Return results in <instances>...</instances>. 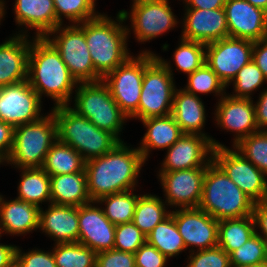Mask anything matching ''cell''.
<instances>
[{
  "label": "cell",
  "instance_id": "836d02e7",
  "mask_svg": "<svg viewBox=\"0 0 267 267\" xmlns=\"http://www.w3.org/2000/svg\"><path fill=\"white\" fill-rule=\"evenodd\" d=\"M134 189L125 192L115 193L100 197L96 203H105L103 212L108 220L114 224H123L133 221L135 206L138 195H135Z\"/></svg>",
  "mask_w": 267,
  "mask_h": 267
},
{
  "label": "cell",
  "instance_id": "db71d44e",
  "mask_svg": "<svg viewBox=\"0 0 267 267\" xmlns=\"http://www.w3.org/2000/svg\"><path fill=\"white\" fill-rule=\"evenodd\" d=\"M245 1L267 12V0H245Z\"/></svg>",
  "mask_w": 267,
  "mask_h": 267
},
{
  "label": "cell",
  "instance_id": "60d3db41",
  "mask_svg": "<svg viewBox=\"0 0 267 267\" xmlns=\"http://www.w3.org/2000/svg\"><path fill=\"white\" fill-rule=\"evenodd\" d=\"M232 81L235 94L233 92L230 96L235 98H252L250 95H252L253 91L261 87L267 79L252 59L238 71Z\"/></svg>",
  "mask_w": 267,
  "mask_h": 267
},
{
  "label": "cell",
  "instance_id": "4dcf8cb0",
  "mask_svg": "<svg viewBox=\"0 0 267 267\" xmlns=\"http://www.w3.org/2000/svg\"><path fill=\"white\" fill-rule=\"evenodd\" d=\"M42 169L49 176L72 174L85 169V160L74 148L57 139L48 151Z\"/></svg>",
  "mask_w": 267,
  "mask_h": 267
},
{
  "label": "cell",
  "instance_id": "b9f144b4",
  "mask_svg": "<svg viewBox=\"0 0 267 267\" xmlns=\"http://www.w3.org/2000/svg\"><path fill=\"white\" fill-rule=\"evenodd\" d=\"M145 242L146 235L133 222L116 225L114 249L134 254Z\"/></svg>",
  "mask_w": 267,
  "mask_h": 267
},
{
  "label": "cell",
  "instance_id": "f6af8a7d",
  "mask_svg": "<svg viewBox=\"0 0 267 267\" xmlns=\"http://www.w3.org/2000/svg\"><path fill=\"white\" fill-rule=\"evenodd\" d=\"M96 267H136L133 253L116 249L97 253Z\"/></svg>",
  "mask_w": 267,
  "mask_h": 267
},
{
  "label": "cell",
  "instance_id": "484cf974",
  "mask_svg": "<svg viewBox=\"0 0 267 267\" xmlns=\"http://www.w3.org/2000/svg\"><path fill=\"white\" fill-rule=\"evenodd\" d=\"M171 115L184 134L205 135L201 130L205 125V106L199 96L186 92L183 88L175 90Z\"/></svg>",
  "mask_w": 267,
  "mask_h": 267
},
{
  "label": "cell",
  "instance_id": "e575fe53",
  "mask_svg": "<svg viewBox=\"0 0 267 267\" xmlns=\"http://www.w3.org/2000/svg\"><path fill=\"white\" fill-rule=\"evenodd\" d=\"M51 251L56 267H96L97 253L81 243L56 244Z\"/></svg>",
  "mask_w": 267,
  "mask_h": 267
},
{
  "label": "cell",
  "instance_id": "bcb514c9",
  "mask_svg": "<svg viewBox=\"0 0 267 267\" xmlns=\"http://www.w3.org/2000/svg\"><path fill=\"white\" fill-rule=\"evenodd\" d=\"M136 267H165L167 257L147 241L134 253Z\"/></svg>",
  "mask_w": 267,
  "mask_h": 267
},
{
  "label": "cell",
  "instance_id": "30bf717a",
  "mask_svg": "<svg viewBox=\"0 0 267 267\" xmlns=\"http://www.w3.org/2000/svg\"><path fill=\"white\" fill-rule=\"evenodd\" d=\"M53 34V38H51ZM57 36H56V35ZM46 38L60 53L71 76L77 83L97 82L96 74L84 33V22L70 26H58Z\"/></svg>",
  "mask_w": 267,
  "mask_h": 267
},
{
  "label": "cell",
  "instance_id": "680465c9",
  "mask_svg": "<svg viewBox=\"0 0 267 267\" xmlns=\"http://www.w3.org/2000/svg\"><path fill=\"white\" fill-rule=\"evenodd\" d=\"M4 161H5V159L0 155V164L1 163L3 164Z\"/></svg>",
  "mask_w": 267,
  "mask_h": 267
},
{
  "label": "cell",
  "instance_id": "f907efd6",
  "mask_svg": "<svg viewBox=\"0 0 267 267\" xmlns=\"http://www.w3.org/2000/svg\"><path fill=\"white\" fill-rule=\"evenodd\" d=\"M255 105L256 124L259 130L267 131V90H263Z\"/></svg>",
  "mask_w": 267,
  "mask_h": 267
},
{
  "label": "cell",
  "instance_id": "8992f818",
  "mask_svg": "<svg viewBox=\"0 0 267 267\" xmlns=\"http://www.w3.org/2000/svg\"><path fill=\"white\" fill-rule=\"evenodd\" d=\"M57 139V122L51 111L35 122L14 127L13 147L5 162L19 169L42 168Z\"/></svg>",
  "mask_w": 267,
  "mask_h": 267
},
{
  "label": "cell",
  "instance_id": "d6986e66",
  "mask_svg": "<svg viewBox=\"0 0 267 267\" xmlns=\"http://www.w3.org/2000/svg\"><path fill=\"white\" fill-rule=\"evenodd\" d=\"M216 107L214 114L217 125L236 133L233 147L242 139L259 130L252 98H235L225 94L220 97Z\"/></svg>",
  "mask_w": 267,
  "mask_h": 267
},
{
  "label": "cell",
  "instance_id": "91938a15",
  "mask_svg": "<svg viewBox=\"0 0 267 267\" xmlns=\"http://www.w3.org/2000/svg\"><path fill=\"white\" fill-rule=\"evenodd\" d=\"M10 267H19L16 262H14Z\"/></svg>",
  "mask_w": 267,
  "mask_h": 267
},
{
  "label": "cell",
  "instance_id": "ab89813d",
  "mask_svg": "<svg viewBox=\"0 0 267 267\" xmlns=\"http://www.w3.org/2000/svg\"><path fill=\"white\" fill-rule=\"evenodd\" d=\"M265 262H267V243L258 232L230 254L231 265H256Z\"/></svg>",
  "mask_w": 267,
  "mask_h": 267
},
{
  "label": "cell",
  "instance_id": "ee69618b",
  "mask_svg": "<svg viewBox=\"0 0 267 267\" xmlns=\"http://www.w3.org/2000/svg\"><path fill=\"white\" fill-rule=\"evenodd\" d=\"M15 262L19 267H56L53 253L43 250L32 249L27 253H22L18 247L16 248Z\"/></svg>",
  "mask_w": 267,
  "mask_h": 267
},
{
  "label": "cell",
  "instance_id": "ac0fdd59",
  "mask_svg": "<svg viewBox=\"0 0 267 267\" xmlns=\"http://www.w3.org/2000/svg\"><path fill=\"white\" fill-rule=\"evenodd\" d=\"M229 37L259 41L267 38V12L245 0H227L224 5Z\"/></svg>",
  "mask_w": 267,
  "mask_h": 267
},
{
  "label": "cell",
  "instance_id": "7dc6e473",
  "mask_svg": "<svg viewBox=\"0 0 267 267\" xmlns=\"http://www.w3.org/2000/svg\"><path fill=\"white\" fill-rule=\"evenodd\" d=\"M14 127L0 120V155L6 159L13 147Z\"/></svg>",
  "mask_w": 267,
  "mask_h": 267
},
{
  "label": "cell",
  "instance_id": "44dd1931",
  "mask_svg": "<svg viewBox=\"0 0 267 267\" xmlns=\"http://www.w3.org/2000/svg\"><path fill=\"white\" fill-rule=\"evenodd\" d=\"M182 37L185 40L208 44L229 37L224 8H186Z\"/></svg>",
  "mask_w": 267,
  "mask_h": 267
},
{
  "label": "cell",
  "instance_id": "816d5d0a",
  "mask_svg": "<svg viewBox=\"0 0 267 267\" xmlns=\"http://www.w3.org/2000/svg\"><path fill=\"white\" fill-rule=\"evenodd\" d=\"M185 8L194 9H220L224 8L227 0H184Z\"/></svg>",
  "mask_w": 267,
  "mask_h": 267
},
{
  "label": "cell",
  "instance_id": "9c48e42d",
  "mask_svg": "<svg viewBox=\"0 0 267 267\" xmlns=\"http://www.w3.org/2000/svg\"><path fill=\"white\" fill-rule=\"evenodd\" d=\"M145 68L138 106V120L170 115L176 90L170 63L162 57Z\"/></svg>",
  "mask_w": 267,
  "mask_h": 267
},
{
  "label": "cell",
  "instance_id": "d4e9b609",
  "mask_svg": "<svg viewBox=\"0 0 267 267\" xmlns=\"http://www.w3.org/2000/svg\"><path fill=\"white\" fill-rule=\"evenodd\" d=\"M14 11L16 24L36 29V37H46L61 25L53 0H15Z\"/></svg>",
  "mask_w": 267,
  "mask_h": 267
},
{
  "label": "cell",
  "instance_id": "6f0895ef",
  "mask_svg": "<svg viewBox=\"0 0 267 267\" xmlns=\"http://www.w3.org/2000/svg\"><path fill=\"white\" fill-rule=\"evenodd\" d=\"M2 11H3V6H0V22H1V19H2Z\"/></svg>",
  "mask_w": 267,
  "mask_h": 267
},
{
  "label": "cell",
  "instance_id": "277c9868",
  "mask_svg": "<svg viewBox=\"0 0 267 267\" xmlns=\"http://www.w3.org/2000/svg\"><path fill=\"white\" fill-rule=\"evenodd\" d=\"M254 205L213 160L207 165L198 208L220 221L253 215Z\"/></svg>",
  "mask_w": 267,
  "mask_h": 267
},
{
  "label": "cell",
  "instance_id": "8fae6325",
  "mask_svg": "<svg viewBox=\"0 0 267 267\" xmlns=\"http://www.w3.org/2000/svg\"><path fill=\"white\" fill-rule=\"evenodd\" d=\"M212 156L213 161L255 203L267 200L266 175L238 150L217 147Z\"/></svg>",
  "mask_w": 267,
  "mask_h": 267
},
{
  "label": "cell",
  "instance_id": "f546056e",
  "mask_svg": "<svg viewBox=\"0 0 267 267\" xmlns=\"http://www.w3.org/2000/svg\"><path fill=\"white\" fill-rule=\"evenodd\" d=\"M16 199L31 203L40 208V203H51L50 176L42 168H21Z\"/></svg>",
  "mask_w": 267,
  "mask_h": 267
},
{
  "label": "cell",
  "instance_id": "5b68a950",
  "mask_svg": "<svg viewBox=\"0 0 267 267\" xmlns=\"http://www.w3.org/2000/svg\"><path fill=\"white\" fill-rule=\"evenodd\" d=\"M52 112L57 122L58 140L74 148L85 161L110 152L120 142L69 105L53 107Z\"/></svg>",
  "mask_w": 267,
  "mask_h": 267
},
{
  "label": "cell",
  "instance_id": "681fc988",
  "mask_svg": "<svg viewBox=\"0 0 267 267\" xmlns=\"http://www.w3.org/2000/svg\"><path fill=\"white\" fill-rule=\"evenodd\" d=\"M252 59L267 79V38L254 42Z\"/></svg>",
  "mask_w": 267,
  "mask_h": 267
},
{
  "label": "cell",
  "instance_id": "f5cc1de1",
  "mask_svg": "<svg viewBox=\"0 0 267 267\" xmlns=\"http://www.w3.org/2000/svg\"><path fill=\"white\" fill-rule=\"evenodd\" d=\"M17 246L0 243V267H10L15 262Z\"/></svg>",
  "mask_w": 267,
  "mask_h": 267
},
{
  "label": "cell",
  "instance_id": "c3c4849f",
  "mask_svg": "<svg viewBox=\"0 0 267 267\" xmlns=\"http://www.w3.org/2000/svg\"><path fill=\"white\" fill-rule=\"evenodd\" d=\"M253 217L255 220L256 229H261L260 235L267 243V200L257 202L254 205Z\"/></svg>",
  "mask_w": 267,
  "mask_h": 267
},
{
  "label": "cell",
  "instance_id": "9a60e30c",
  "mask_svg": "<svg viewBox=\"0 0 267 267\" xmlns=\"http://www.w3.org/2000/svg\"><path fill=\"white\" fill-rule=\"evenodd\" d=\"M41 98L28 81L0 88V120L17 127L32 123L43 116Z\"/></svg>",
  "mask_w": 267,
  "mask_h": 267
},
{
  "label": "cell",
  "instance_id": "3957f363",
  "mask_svg": "<svg viewBox=\"0 0 267 267\" xmlns=\"http://www.w3.org/2000/svg\"><path fill=\"white\" fill-rule=\"evenodd\" d=\"M116 21L105 14L84 22V33L96 74L103 79L131 55L127 49L128 26L122 13ZM119 22V23H118Z\"/></svg>",
  "mask_w": 267,
  "mask_h": 267
},
{
  "label": "cell",
  "instance_id": "83f0119b",
  "mask_svg": "<svg viewBox=\"0 0 267 267\" xmlns=\"http://www.w3.org/2000/svg\"><path fill=\"white\" fill-rule=\"evenodd\" d=\"M141 121L147 131L138 150L145 162L151 149H168L184 134L171 114Z\"/></svg>",
  "mask_w": 267,
  "mask_h": 267
},
{
  "label": "cell",
  "instance_id": "f1b7e54d",
  "mask_svg": "<svg viewBox=\"0 0 267 267\" xmlns=\"http://www.w3.org/2000/svg\"><path fill=\"white\" fill-rule=\"evenodd\" d=\"M255 228L253 215L220 220L218 225V246L230 255L257 232Z\"/></svg>",
  "mask_w": 267,
  "mask_h": 267
},
{
  "label": "cell",
  "instance_id": "11a10c76",
  "mask_svg": "<svg viewBox=\"0 0 267 267\" xmlns=\"http://www.w3.org/2000/svg\"><path fill=\"white\" fill-rule=\"evenodd\" d=\"M230 267H267V262L256 265H231Z\"/></svg>",
  "mask_w": 267,
  "mask_h": 267
},
{
  "label": "cell",
  "instance_id": "94428289",
  "mask_svg": "<svg viewBox=\"0 0 267 267\" xmlns=\"http://www.w3.org/2000/svg\"><path fill=\"white\" fill-rule=\"evenodd\" d=\"M141 1H143V0H133V4L141 2Z\"/></svg>",
  "mask_w": 267,
  "mask_h": 267
},
{
  "label": "cell",
  "instance_id": "6da1fadb",
  "mask_svg": "<svg viewBox=\"0 0 267 267\" xmlns=\"http://www.w3.org/2000/svg\"><path fill=\"white\" fill-rule=\"evenodd\" d=\"M145 164L137 148L119 142L110 152L85 161L87 190L92 201L100 197L133 190Z\"/></svg>",
  "mask_w": 267,
  "mask_h": 267
},
{
  "label": "cell",
  "instance_id": "603a6c76",
  "mask_svg": "<svg viewBox=\"0 0 267 267\" xmlns=\"http://www.w3.org/2000/svg\"><path fill=\"white\" fill-rule=\"evenodd\" d=\"M40 207L39 229L54 239L55 244L77 243L79 239L78 207L50 203Z\"/></svg>",
  "mask_w": 267,
  "mask_h": 267
},
{
  "label": "cell",
  "instance_id": "e0dca14e",
  "mask_svg": "<svg viewBox=\"0 0 267 267\" xmlns=\"http://www.w3.org/2000/svg\"><path fill=\"white\" fill-rule=\"evenodd\" d=\"M182 236L186 249L198 251L218 246L219 221L200 208H180L170 213Z\"/></svg>",
  "mask_w": 267,
  "mask_h": 267
},
{
  "label": "cell",
  "instance_id": "d6a6232c",
  "mask_svg": "<svg viewBox=\"0 0 267 267\" xmlns=\"http://www.w3.org/2000/svg\"><path fill=\"white\" fill-rule=\"evenodd\" d=\"M162 201L164 200L152 194H144L138 197L132 222L146 236L171 213L165 207L166 202Z\"/></svg>",
  "mask_w": 267,
  "mask_h": 267
},
{
  "label": "cell",
  "instance_id": "2e32d148",
  "mask_svg": "<svg viewBox=\"0 0 267 267\" xmlns=\"http://www.w3.org/2000/svg\"><path fill=\"white\" fill-rule=\"evenodd\" d=\"M206 167H197L172 172H159L167 205L178 208L199 206Z\"/></svg>",
  "mask_w": 267,
  "mask_h": 267
},
{
  "label": "cell",
  "instance_id": "8d00e7d4",
  "mask_svg": "<svg viewBox=\"0 0 267 267\" xmlns=\"http://www.w3.org/2000/svg\"><path fill=\"white\" fill-rule=\"evenodd\" d=\"M180 40L181 43H179L173 55L176 70L179 68L180 71L189 75L205 63L206 44L183 38Z\"/></svg>",
  "mask_w": 267,
  "mask_h": 267
},
{
  "label": "cell",
  "instance_id": "1f68e13d",
  "mask_svg": "<svg viewBox=\"0 0 267 267\" xmlns=\"http://www.w3.org/2000/svg\"><path fill=\"white\" fill-rule=\"evenodd\" d=\"M146 241L167 258L177 256L180 252L187 250L171 214L154 227L146 236Z\"/></svg>",
  "mask_w": 267,
  "mask_h": 267
},
{
  "label": "cell",
  "instance_id": "9f6ffc18",
  "mask_svg": "<svg viewBox=\"0 0 267 267\" xmlns=\"http://www.w3.org/2000/svg\"><path fill=\"white\" fill-rule=\"evenodd\" d=\"M4 1L0 0V6H3V11H2V19L4 18V14H5V5H4Z\"/></svg>",
  "mask_w": 267,
  "mask_h": 267
},
{
  "label": "cell",
  "instance_id": "cb8c5ba5",
  "mask_svg": "<svg viewBox=\"0 0 267 267\" xmlns=\"http://www.w3.org/2000/svg\"><path fill=\"white\" fill-rule=\"evenodd\" d=\"M40 208L31 203L13 199L6 201L0 195V234L22 235L39 228Z\"/></svg>",
  "mask_w": 267,
  "mask_h": 267
},
{
  "label": "cell",
  "instance_id": "5bb4252c",
  "mask_svg": "<svg viewBox=\"0 0 267 267\" xmlns=\"http://www.w3.org/2000/svg\"><path fill=\"white\" fill-rule=\"evenodd\" d=\"M217 147H224V145L211 137L199 134H183L167 149L166 157L162 163L163 167L160 168L159 172L207 167L213 160V150Z\"/></svg>",
  "mask_w": 267,
  "mask_h": 267
},
{
  "label": "cell",
  "instance_id": "74e56055",
  "mask_svg": "<svg viewBox=\"0 0 267 267\" xmlns=\"http://www.w3.org/2000/svg\"><path fill=\"white\" fill-rule=\"evenodd\" d=\"M96 0H53L57 21L63 25L62 16L73 24H79L98 17Z\"/></svg>",
  "mask_w": 267,
  "mask_h": 267
},
{
  "label": "cell",
  "instance_id": "7bdbcfd3",
  "mask_svg": "<svg viewBox=\"0 0 267 267\" xmlns=\"http://www.w3.org/2000/svg\"><path fill=\"white\" fill-rule=\"evenodd\" d=\"M189 262L186 267H230V255L221 247L194 252L190 250Z\"/></svg>",
  "mask_w": 267,
  "mask_h": 267
},
{
  "label": "cell",
  "instance_id": "7a4b0ae2",
  "mask_svg": "<svg viewBox=\"0 0 267 267\" xmlns=\"http://www.w3.org/2000/svg\"><path fill=\"white\" fill-rule=\"evenodd\" d=\"M27 81L38 93L52 98L54 106L69 105L77 81L60 53L46 37L33 38L28 57Z\"/></svg>",
  "mask_w": 267,
  "mask_h": 267
},
{
  "label": "cell",
  "instance_id": "d590c367",
  "mask_svg": "<svg viewBox=\"0 0 267 267\" xmlns=\"http://www.w3.org/2000/svg\"><path fill=\"white\" fill-rule=\"evenodd\" d=\"M233 149L267 176V131L258 130L242 139Z\"/></svg>",
  "mask_w": 267,
  "mask_h": 267
},
{
  "label": "cell",
  "instance_id": "ba28073f",
  "mask_svg": "<svg viewBox=\"0 0 267 267\" xmlns=\"http://www.w3.org/2000/svg\"><path fill=\"white\" fill-rule=\"evenodd\" d=\"M155 58L151 51H142L137 57L130 56L102 79L118 107L129 119L138 118L144 70Z\"/></svg>",
  "mask_w": 267,
  "mask_h": 267
},
{
  "label": "cell",
  "instance_id": "4316f807",
  "mask_svg": "<svg viewBox=\"0 0 267 267\" xmlns=\"http://www.w3.org/2000/svg\"><path fill=\"white\" fill-rule=\"evenodd\" d=\"M51 203L79 207L90 203L85 169L72 174L50 176Z\"/></svg>",
  "mask_w": 267,
  "mask_h": 267
},
{
  "label": "cell",
  "instance_id": "ffe728a7",
  "mask_svg": "<svg viewBox=\"0 0 267 267\" xmlns=\"http://www.w3.org/2000/svg\"><path fill=\"white\" fill-rule=\"evenodd\" d=\"M95 203L91 201L78 207V243L99 253L114 249L116 225L108 220L102 207L95 206Z\"/></svg>",
  "mask_w": 267,
  "mask_h": 267
},
{
  "label": "cell",
  "instance_id": "4fadbf2b",
  "mask_svg": "<svg viewBox=\"0 0 267 267\" xmlns=\"http://www.w3.org/2000/svg\"><path fill=\"white\" fill-rule=\"evenodd\" d=\"M131 9V13L125 10L119 13L123 14L125 21L131 17V27L139 42L161 36L178 23L168 0H143L133 4Z\"/></svg>",
  "mask_w": 267,
  "mask_h": 267
},
{
  "label": "cell",
  "instance_id": "7402d4cb",
  "mask_svg": "<svg viewBox=\"0 0 267 267\" xmlns=\"http://www.w3.org/2000/svg\"><path fill=\"white\" fill-rule=\"evenodd\" d=\"M26 32L16 33L0 44V88L27 80L31 42Z\"/></svg>",
  "mask_w": 267,
  "mask_h": 267
},
{
  "label": "cell",
  "instance_id": "f35d334b",
  "mask_svg": "<svg viewBox=\"0 0 267 267\" xmlns=\"http://www.w3.org/2000/svg\"><path fill=\"white\" fill-rule=\"evenodd\" d=\"M184 90L196 96L198 93H215L222 97L226 93L224 92L226 86L217 74L204 63L199 69L188 75V82Z\"/></svg>",
  "mask_w": 267,
  "mask_h": 267
},
{
  "label": "cell",
  "instance_id": "7c38bea8",
  "mask_svg": "<svg viewBox=\"0 0 267 267\" xmlns=\"http://www.w3.org/2000/svg\"><path fill=\"white\" fill-rule=\"evenodd\" d=\"M253 45V41L231 37L208 43L205 63L227 87L238 71L252 60Z\"/></svg>",
  "mask_w": 267,
  "mask_h": 267
},
{
  "label": "cell",
  "instance_id": "52a82bcc",
  "mask_svg": "<svg viewBox=\"0 0 267 267\" xmlns=\"http://www.w3.org/2000/svg\"><path fill=\"white\" fill-rule=\"evenodd\" d=\"M75 92V104L72 109L122 142L119 134L122 132L125 119L128 120L129 117L118 107L108 86L102 80L78 83Z\"/></svg>",
  "mask_w": 267,
  "mask_h": 267
}]
</instances>
